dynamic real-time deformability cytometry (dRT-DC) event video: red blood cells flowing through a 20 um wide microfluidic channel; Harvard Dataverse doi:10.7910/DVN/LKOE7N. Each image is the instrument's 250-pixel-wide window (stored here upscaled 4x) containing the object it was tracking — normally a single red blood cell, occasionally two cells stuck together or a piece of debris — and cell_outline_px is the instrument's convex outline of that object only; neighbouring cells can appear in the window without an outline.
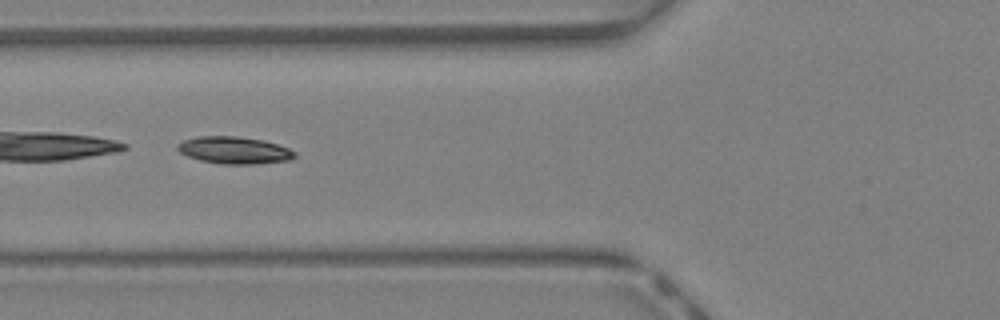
{"species": "Egyptian fruit bat (a non-hibernating species)", "species_latin": "Rousettus aegyptiacus", "temperature_condition": "warm", "stored_images_in_passage": 33, "camera_frame_rate_fps": 3000, "um_per_image_px": 0.085, "animal": {"sex": "female"}, "frame": {"image": 1, "passage_image": 8, "time_ms": 2.333, "image_size_px": [1000, 320], "cell_outline_px": [[296, 156], [292, 160], [252, 164], [220, 164], [200, 160], [188, 156], [180, 152], [176, 148], [176, 144], [184, 140], [196, 136], [236, 136], [260, 140], [276, 144], [288, 148], [296, 152]], "centroid_in_image_um": [19.89, 12.77], "position_along_channel_um": 105.9, "area_um2": 18.5}}
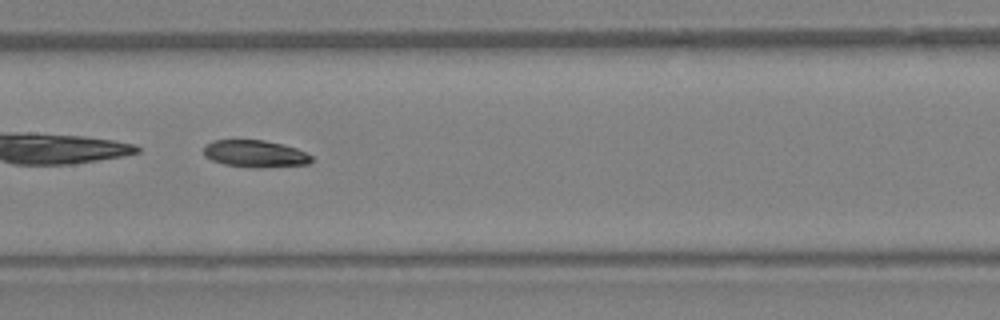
{"frame": {"image": 2, "passage_image": 13, "time_ms": 4.0, "image_size_px": [1000, 320], "cell_outline_px": [[312, 160], [308, 164], [256, 168], [224, 164], [212, 160], [204, 156], [204, 144], [212, 140], [264, 140], [296, 148], [312, 156]], "centroid_in_image_um": [21.64, 13.06], "position_along_channel_um": 185.8, "area_um2": 16.94}}
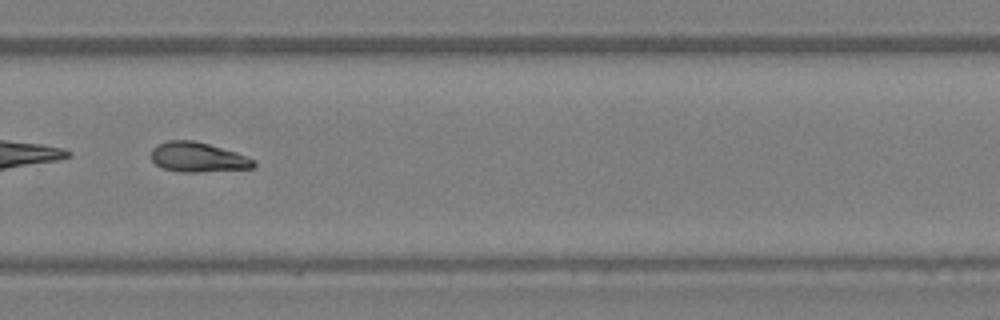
{"frame": {"image": 3, "passage_image": 21, "time_ms": 6.667, "image_size_px": [1000, 320], "cell_outline_px": [[256, 168], [200, 172], [180, 172], [164, 168], [156, 164], [152, 160], [152, 148], [156, 144], [168, 140], [192, 140], [208, 144], [236, 152], [256, 160]], "centroid_in_image_um": [16.84, 13.37], "position_along_channel_um": 313.0, "area_um2": 17.86}, "authors_computed_cell_mechanics": {"area_um2": 17.8602, "velocity_mm_per_s": 4.7809, "shape_relaxation_time_tau1_ms": 0.2802, "shape_relaxation_time_tau2_ms": null, "deformation_change_tau1": 0.2783, "deformation_change_tau2": null}}